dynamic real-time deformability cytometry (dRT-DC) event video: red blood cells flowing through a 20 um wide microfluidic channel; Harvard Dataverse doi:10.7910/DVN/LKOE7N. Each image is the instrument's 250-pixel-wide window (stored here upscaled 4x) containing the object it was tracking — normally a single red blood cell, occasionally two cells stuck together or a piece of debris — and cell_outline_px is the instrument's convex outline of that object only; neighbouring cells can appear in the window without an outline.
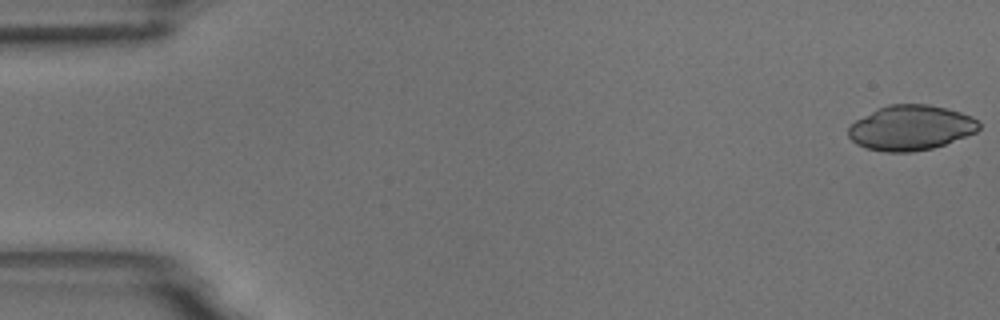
{"species": "common noctule bat (a hibernating species)", "species_latin": "Nyctalus noctula", "temperature_condition": "room temperature", "stored_images_in_passage": 50, "camera_frame_rate_fps": 3000, "um_per_image_px": 0.085, "animal": {"sex": "male", "body_mass_g": 18.8}, "frame": {"image": 1, "passage_image": 1, "time_ms": 0.0, "image_size_px": [1000, 320], "cell_outline_px": [[980, 128], [976, 132], [944, 144], [932, 148], [912, 152], [884, 152], [868, 148], [856, 144], [848, 136], [848, 128], [856, 120], [888, 104], [928, 104], [960, 112], [972, 116], [980, 124]], "centroid_in_image_um": [77.42, 10.86], "position_along_channel_um": 7.6, "area_um2": 33.93}}